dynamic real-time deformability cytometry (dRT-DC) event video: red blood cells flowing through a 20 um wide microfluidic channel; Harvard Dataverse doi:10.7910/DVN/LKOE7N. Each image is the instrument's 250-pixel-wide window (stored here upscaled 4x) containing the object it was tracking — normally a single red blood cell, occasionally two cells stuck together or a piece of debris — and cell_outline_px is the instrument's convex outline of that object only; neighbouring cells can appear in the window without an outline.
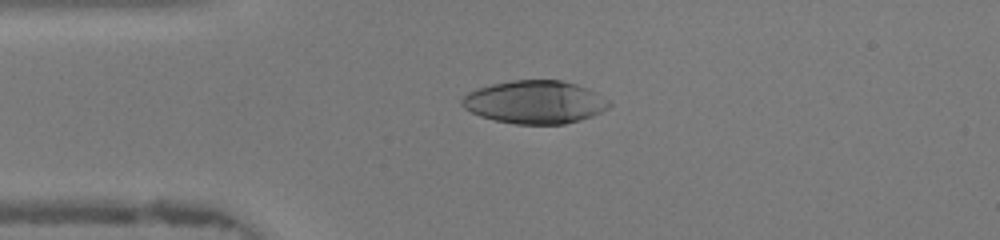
{"species": "human", "species_latin": "Homo sapiens", "temperature_condition": "warm", "stored_images_in_passage": 46, "camera_frame_rate_fps": 3000, "um_per_image_px": 0.085, "donor": {"sex": "female"}, "frame": {"image": 1, "passage_image": 10, "time_ms": 3.0, "image_size_px": [1000, 240], "cell_outline_px": [[612, 104], [608, 108], [592, 116], [580, 120], [564, 124], [516, 124], [496, 120], [480, 116], [464, 108], [460, 104], [460, 100], [468, 92], [492, 84], [512, 80], [560, 80], [576, 84], [588, 88], [608, 100]], "centroid_in_image_um": [45.46, 8.68], "position_along_channel_um": 39.5, "area_um2": 36.76}}
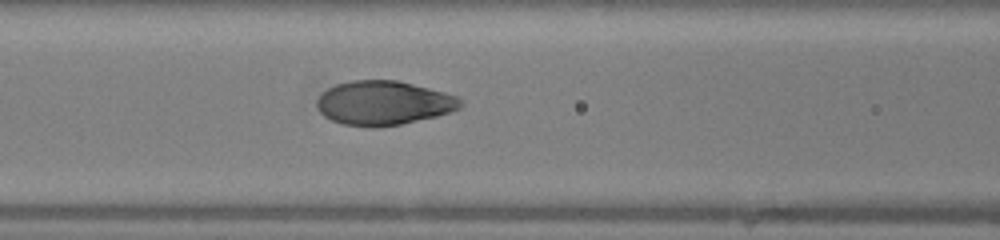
{"frame": {"image": 2, "passage_image": 18, "time_ms": 5.667, "image_size_px": [1000, 240], "cell_outline_px": [[464, 104], [460, 108], [452, 112], [436, 116], [400, 124], [376, 128], [368, 128], [344, 124], [332, 120], [324, 116], [316, 108], [316, 100], [328, 88], [336, 84], [352, 80], [396, 80], [444, 92], [456, 96]], "centroid_in_image_um": [32.59, 8.76], "position_along_channel_um": 134.0, "area_um2": 36.99}}
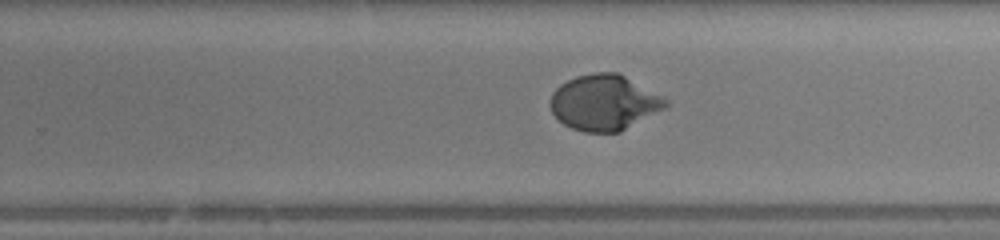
{"frame": {"image": 3, "passage_image": 28, "time_ms": 9.0, "image_size_px": [1000, 240], "cell_outline_px": [[672, 104], [668, 108], [620, 132], [584, 132], [572, 128], [564, 124], [552, 112], [548, 104], [552, 92], [560, 84], [576, 76], [592, 72], [616, 72], [664, 96]], "centroid_in_image_um": [51.39, 8.72], "position_along_channel_um": 278.4, "area_um2": 37.8}, "authors_computed_cell_mechanics": {"area_um2": 37.3966, "velocity_mm_per_s": 4.3476, "shape_relaxation_time_tau1_ms": 3.8042, "shape_relaxation_time_tau2_ms": null, "deformation_change_tau1": 0.2753, "deformation_change_tau2": null}}